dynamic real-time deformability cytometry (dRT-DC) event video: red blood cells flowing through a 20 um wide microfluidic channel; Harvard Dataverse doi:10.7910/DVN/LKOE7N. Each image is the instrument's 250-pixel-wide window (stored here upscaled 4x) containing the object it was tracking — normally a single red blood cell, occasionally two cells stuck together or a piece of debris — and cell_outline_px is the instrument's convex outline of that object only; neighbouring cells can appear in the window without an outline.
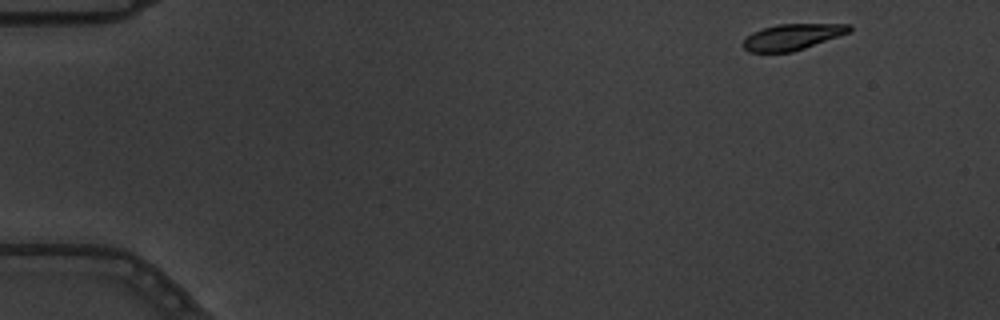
{"species": "common noctule bat (a hibernating species)", "species_latin": "Nyctalus noctula", "temperature_condition": "warm", "stored_images_in_passage": 4, "camera_frame_rate_fps": 3000, "um_per_image_px": 0.085, "animal": {"sex": "male", "body_mass_g": 19.5, "forearm_length_mm": 54.6}, "frame": {"image": 1, "passage_image": 1, "time_ms": 0.0, "image_size_px": [1000, 320], "cell_outline_px": [[852, 32], [792, 52], [748, 52], [744, 48], [744, 40], [752, 32], [776, 24], [852, 24]], "centroid_in_image_um": [67.39, 3.13], "position_along_channel_um": 17.6, "area_um2": 16.07}}